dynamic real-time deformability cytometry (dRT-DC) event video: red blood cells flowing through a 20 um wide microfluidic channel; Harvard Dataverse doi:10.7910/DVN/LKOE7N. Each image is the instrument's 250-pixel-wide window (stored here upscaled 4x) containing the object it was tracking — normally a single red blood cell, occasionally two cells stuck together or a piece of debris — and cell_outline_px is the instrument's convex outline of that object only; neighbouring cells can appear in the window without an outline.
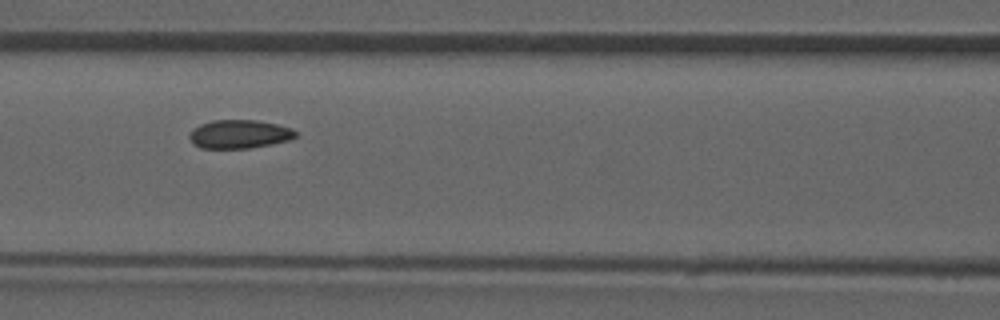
{"species": "common noctule bat (a hibernating species)", "species_latin": "Nyctalus noctula", "temperature_condition": "room temperature", "stored_images_in_passage": 52, "camera_frame_rate_fps": 3000, "um_per_image_px": 0.085, "animal": {"sex": "male", "forearm_length_mm": 52.5}, "frame": {"image": 1, "passage_image": 23, "time_ms": 7.333, "image_size_px": [1000, 320], "cell_outline_px": [[296, 136], [288, 140], [272, 144], [248, 148], [200, 148], [192, 144], [188, 136], [192, 128], [200, 124], [212, 120], [256, 120], [276, 124], [292, 128], [296, 132]], "centroid_in_image_um": [20.29, 11.4], "position_along_channel_um": 146.3, "area_um2": 17.74}, "authors_computed_cell_mechanics": {"area_um2": 18.1492, "velocity_mm_per_s": 3.9297, "shape_relaxation_time_tau1_ms": null, "shape_relaxation_time_tau2_ms": 1.472, "deformation_change_tau1": null, "deformation_change_tau2": 0.0422}}